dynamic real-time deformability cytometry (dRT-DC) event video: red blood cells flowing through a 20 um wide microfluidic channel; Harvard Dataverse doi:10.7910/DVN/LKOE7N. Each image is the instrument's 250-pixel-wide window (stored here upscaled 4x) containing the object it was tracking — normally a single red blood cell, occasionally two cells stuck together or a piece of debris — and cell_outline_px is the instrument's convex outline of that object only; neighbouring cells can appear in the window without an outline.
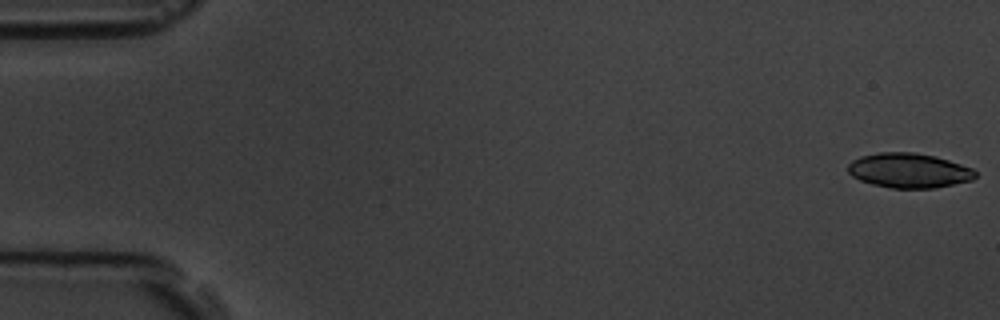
{"species": "common noctule bat (a hibernating species)", "species_latin": "Nyctalus noctula", "temperature_condition": "room temperature", "stored_images_in_passage": 5, "camera_frame_rate_fps": 3000, "um_per_image_px": 0.085, "animal": {"sex": "male", "body_mass_g": 19.5, "forearm_length_mm": 54.6}, "frame": {"image": 1, "passage_image": 1, "time_ms": 0.0, "image_size_px": [1000, 320], "cell_outline_px": [[976, 176], [972, 180], [936, 188], [892, 188], [872, 184], [860, 180], [852, 176], [848, 172], [848, 164], [852, 160], [860, 156], [880, 152], [916, 152], [936, 156], [972, 168], [976, 172]], "centroid_in_image_um": [77.25, 14.49], "position_along_channel_um": 7.7, "area_um2": 25.84}}